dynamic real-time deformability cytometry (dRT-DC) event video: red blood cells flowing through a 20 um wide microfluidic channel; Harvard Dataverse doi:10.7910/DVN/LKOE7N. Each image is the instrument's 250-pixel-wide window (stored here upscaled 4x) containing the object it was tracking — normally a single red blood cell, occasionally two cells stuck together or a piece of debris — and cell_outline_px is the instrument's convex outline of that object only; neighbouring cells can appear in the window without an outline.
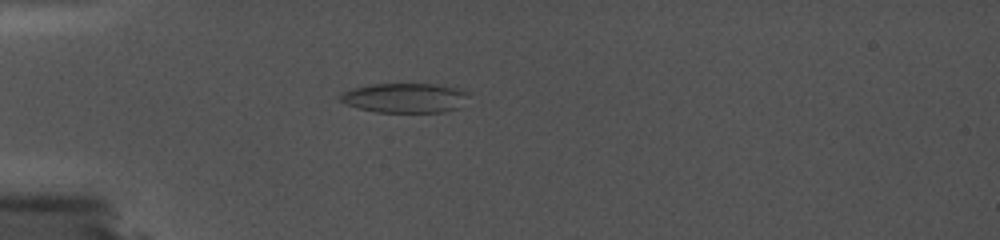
{"species": "common noctule bat (a hibernating species)", "species_latin": "Nyctalus noctula", "temperature_condition": "cold", "stored_images_in_passage": 50, "camera_frame_rate_fps": 5000, "um_per_image_px": 0.085, "animal": {"sex": "female", "body_mass_g": 19.0, "forearm_length_mm": 56.7}, "frame": {"image": 1, "passage_image": 1, "time_ms": 0.0, "image_size_px": [1000, 240], "cell_outline_px": [[468, 96], [460, 108], [444, 112], [376, 112], [356, 108], [344, 104], [340, 100], [340, 92], [352, 88], [372, 84], [440, 84], [464, 88], [468, 92]], "centroid_in_image_um": [34.44, 8.31], "position_along_channel_um": 50.6, "area_um2": 22.66}}
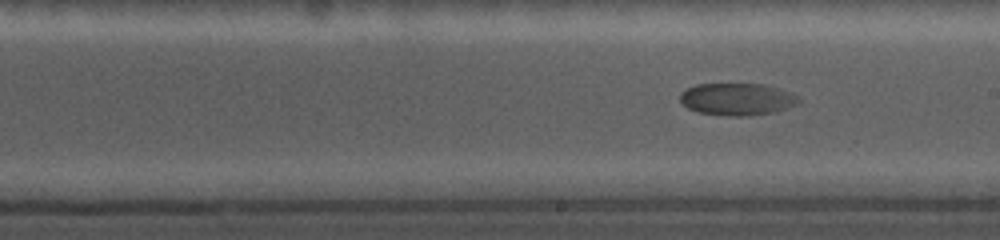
{"frame": {"image": 2, "passage_image": 29, "time_ms": 5.6, "image_size_px": [1000, 240], "cell_outline_px": [[800, 104], [776, 112], [748, 116], [728, 116], [696, 112], [688, 108], [680, 100], [680, 92], [696, 84], [764, 84], [792, 92], [800, 96]], "centroid_in_image_um": [62.71, 8.44], "position_along_channel_um": 226.3, "area_um2": 22.6}}
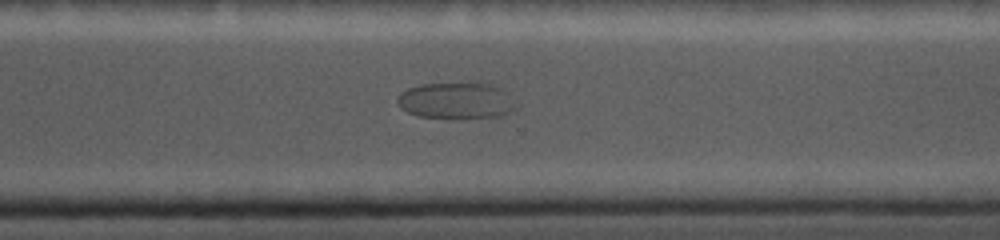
{"frame": {"image": 3, "passage_image": 44, "time_ms": 8.6, "image_size_px": [1000, 240], "cell_outline_px": [[516, 108], [512, 112], [500, 116], [420, 116], [408, 112], [400, 108], [396, 100], [400, 92], [408, 88], [420, 84], [492, 84], [508, 92], [516, 104]], "centroid_in_image_um": [38.78, 8.53], "position_along_channel_um": 331.8, "area_um2": 24.39}}